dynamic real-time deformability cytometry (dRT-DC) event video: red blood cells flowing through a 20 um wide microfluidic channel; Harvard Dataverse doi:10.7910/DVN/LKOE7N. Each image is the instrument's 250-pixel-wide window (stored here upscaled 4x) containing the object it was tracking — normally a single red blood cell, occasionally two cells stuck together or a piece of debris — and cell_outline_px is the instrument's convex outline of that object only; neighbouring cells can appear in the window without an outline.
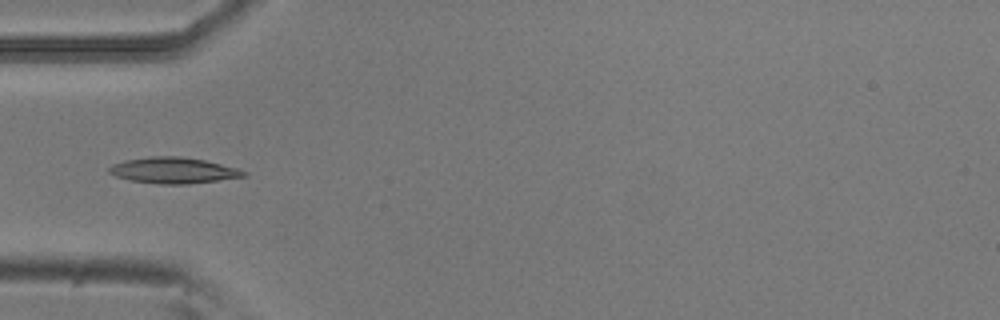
{"species": "common noctule bat (a hibernating species)", "species_latin": "Nyctalus noctula", "temperature_condition": "room temperature", "stored_images_in_passage": 4, "camera_frame_rate_fps": 3000, "um_per_image_px": 0.085, "animal": {"sex": "male", "body_mass_g": 20.5, "forearm_length_mm": 52.5}, "frame": {"image": 1, "passage_image": 4, "time_ms": 1.0, "image_size_px": [1000, 320], "cell_outline_px": [[248, 172], [244, 176], [188, 184], [160, 184], [132, 180], [116, 176], [108, 172], [108, 168], [112, 164], [124, 160], [152, 156], [180, 156], [204, 160], [236, 168]], "centroid_in_image_um": [14.7, 14.47], "position_along_channel_um": 70.3, "area_um2": 20.11}}